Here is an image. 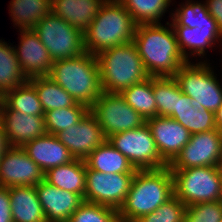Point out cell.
<instances>
[{
	"label": "cell",
	"mask_w": 222,
	"mask_h": 222,
	"mask_svg": "<svg viewBox=\"0 0 222 222\" xmlns=\"http://www.w3.org/2000/svg\"><path fill=\"white\" fill-rule=\"evenodd\" d=\"M166 24L168 27L163 24L136 26L133 42L150 77H174L187 62L179 50L171 23Z\"/></svg>",
	"instance_id": "obj_1"
},
{
	"label": "cell",
	"mask_w": 222,
	"mask_h": 222,
	"mask_svg": "<svg viewBox=\"0 0 222 222\" xmlns=\"http://www.w3.org/2000/svg\"><path fill=\"white\" fill-rule=\"evenodd\" d=\"M173 195V173L168 166L137 170L127 197L118 209V218L121 221L135 222L154 212Z\"/></svg>",
	"instance_id": "obj_2"
},
{
	"label": "cell",
	"mask_w": 222,
	"mask_h": 222,
	"mask_svg": "<svg viewBox=\"0 0 222 222\" xmlns=\"http://www.w3.org/2000/svg\"><path fill=\"white\" fill-rule=\"evenodd\" d=\"M137 24L118 0H106L83 33L84 50L92 55L133 41Z\"/></svg>",
	"instance_id": "obj_3"
},
{
	"label": "cell",
	"mask_w": 222,
	"mask_h": 222,
	"mask_svg": "<svg viewBox=\"0 0 222 222\" xmlns=\"http://www.w3.org/2000/svg\"><path fill=\"white\" fill-rule=\"evenodd\" d=\"M48 77L67 91L76 102L89 108L103 92L97 56L88 52L78 57L53 61Z\"/></svg>",
	"instance_id": "obj_4"
},
{
	"label": "cell",
	"mask_w": 222,
	"mask_h": 222,
	"mask_svg": "<svg viewBox=\"0 0 222 222\" xmlns=\"http://www.w3.org/2000/svg\"><path fill=\"white\" fill-rule=\"evenodd\" d=\"M96 56L103 92L121 93L150 77L133 41L106 49Z\"/></svg>",
	"instance_id": "obj_5"
},
{
	"label": "cell",
	"mask_w": 222,
	"mask_h": 222,
	"mask_svg": "<svg viewBox=\"0 0 222 222\" xmlns=\"http://www.w3.org/2000/svg\"><path fill=\"white\" fill-rule=\"evenodd\" d=\"M174 196L186 206L220 201L222 171L219 166L170 169Z\"/></svg>",
	"instance_id": "obj_6"
},
{
	"label": "cell",
	"mask_w": 222,
	"mask_h": 222,
	"mask_svg": "<svg viewBox=\"0 0 222 222\" xmlns=\"http://www.w3.org/2000/svg\"><path fill=\"white\" fill-rule=\"evenodd\" d=\"M181 91L199 108L215 113L222 105V84L207 60L187 61L174 75Z\"/></svg>",
	"instance_id": "obj_7"
},
{
	"label": "cell",
	"mask_w": 222,
	"mask_h": 222,
	"mask_svg": "<svg viewBox=\"0 0 222 222\" xmlns=\"http://www.w3.org/2000/svg\"><path fill=\"white\" fill-rule=\"evenodd\" d=\"M53 61L78 57L84 50L83 33L53 12L33 28Z\"/></svg>",
	"instance_id": "obj_8"
},
{
	"label": "cell",
	"mask_w": 222,
	"mask_h": 222,
	"mask_svg": "<svg viewBox=\"0 0 222 222\" xmlns=\"http://www.w3.org/2000/svg\"><path fill=\"white\" fill-rule=\"evenodd\" d=\"M108 142L128 158L136 170L168 166L161 158L147 123L139 128L112 134Z\"/></svg>",
	"instance_id": "obj_9"
},
{
	"label": "cell",
	"mask_w": 222,
	"mask_h": 222,
	"mask_svg": "<svg viewBox=\"0 0 222 222\" xmlns=\"http://www.w3.org/2000/svg\"><path fill=\"white\" fill-rule=\"evenodd\" d=\"M106 138L112 134L141 127L146 120L130 107L120 93L102 92L90 107Z\"/></svg>",
	"instance_id": "obj_10"
},
{
	"label": "cell",
	"mask_w": 222,
	"mask_h": 222,
	"mask_svg": "<svg viewBox=\"0 0 222 222\" xmlns=\"http://www.w3.org/2000/svg\"><path fill=\"white\" fill-rule=\"evenodd\" d=\"M134 175L105 174L87 168L85 201L118 210L127 197Z\"/></svg>",
	"instance_id": "obj_11"
},
{
	"label": "cell",
	"mask_w": 222,
	"mask_h": 222,
	"mask_svg": "<svg viewBox=\"0 0 222 222\" xmlns=\"http://www.w3.org/2000/svg\"><path fill=\"white\" fill-rule=\"evenodd\" d=\"M222 156V135L217 129L192 134L189 142L168 165L170 169L219 166Z\"/></svg>",
	"instance_id": "obj_12"
},
{
	"label": "cell",
	"mask_w": 222,
	"mask_h": 222,
	"mask_svg": "<svg viewBox=\"0 0 222 222\" xmlns=\"http://www.w3.org/2000/svg\"><path fill=\"white\" fill-rule=\"evenodd\" d=\"M44 174L22 147H10L0 160V186H36Z\"/></svg>",
	"instance_id": "obj_13"
},
{
	"label": "cell",
	"mask_w": 222,
	"mask_h": 222,
	"mask_svg": "<svg viewBox=\"0 0 222 222\" xmlns=\"http://www.w3.org/2000/svg\"><path fill=\"white\" fill-rule=\"evenodd\" d=\"M75 159L85 160L107 138L96 117L89 111L82 120L55 135Z\"/></svg>",
	"instance_id": "obj_14"
},
{
	"label": "cell",
	"mask_w": 222,
	"mask_h": 222,
	"mask_svg": "<svg viewBox=\"0 0 222 222\" xmlns=\"http://www.w3.org/2000/svg\"><path fill=\"white\" fill-rule=\"evenodd\" d=\"M20 42L13 45L20 67L27 77L48 76L53 60L33 29H19Z\"/></svg>",
	"instance_id": "obj_15"
},
{
	"label": "cell",
	"mask_w": 222,
	"mask_h": 222,
	"mask_svg": "<svg viewBox=\"0 0 222 222\" xmlns=\"http://www.w3.org/2000/svg\"><path fill=\"white\" fill-rule=\"evenodd\" d=\"M161 158L169 165L190 140V132L179 122L163 116L146 120Z\"/></svg>",
	"instance_id": "obj_16"
},
{
	"label": "cell",
	"mask_w": 222,
	"mask_h": 222,
	"mask_svg": "<svg viewBox=\"0 0 222 222\" xmlns=\"http://www.w3.org/2000/svg\"><path fill=\"white\" fill-rule=\"evenodd\" d=\"M0 121L11 147H23L27 142L45 135L44 115H28L8 109L0 101Z\"/></svg>",
	"instance_id": "obj_17"
},
{
	"label": "cell",
	"mask_w": 222,
	"mask_h": 222,
	"mask_svg": "<svg viewBox=\"0 0 222 222\" xmlns=\"http://www.w3.org/2000/svg\"><path fill=\"white\" fill-rule=\"evenodd\" d=\"M46 222H68L70 216L84 202L76 193L65 191L43 180L35 186Z\"/></svg>",
	"instance_id": "obj_18"
},
{
	"label": "cell",
	"mask_w": 222,
	"mask_h": 222,
	"mask_svg": "<svg viewBox=\"0 0 222 222\" xmlns=\"http://www.w3.org/2000/svg\"><path fill=\"white\" fill-rule=\"evenodd\" d=\"M176 35L179 50L186 61L192 57L206 56V50L215 47L217 42L220 44L222 36L218 30L217 23H201L195 28L187 26H172ZM190 52H188V51ZM196 55V56H195ZM192 56V57H191Z\"/></svg>",
	"instance_id": "obj_19"
},
{
	"label": "cell",
	"mask_w": 222,
	"mask_h": 222,
	"mask_svg": "<svg viewBox=\"0 0 222 222\" xmlns=\"http://www.w3.org/2000/svg\"><path fill=\"white\" fill-rule=\"evenodd\" d=\"M22 148L44 173L75 160L68 148L53 134L46 133L27 142Z\"/></svg>",
	"instance_id": "obj_20"
},
{
	"label": "cell",
	"mask_w": 222,
	"mask_h": 222,
	"mask_svg": "<svg viewBox=\"0 0 222 222\" xmlns=\"http://www.w3.org/2000/svg\"><path fill=\"white\" fill-rule=\"evenodd\" d=\"M170 118L179 122L191 135L216 129L215 113L194 105L193 100L181 91L179 84L176 113Z\"/></svg>",
	"instance_id": "obj_21"
},
{
	"label": "cell",
	"mask_w": 222,
	"mask_h": 222,
	"mask_svg": "<svg viewBox=\"0 0 222 222\" xmlns=\"http://www.w3.org/2000/svg\"><path fill=\"white\" fill-rule=\"evenodd\" d=\"M106 0H52V12L84 33Z\"/></svg>",
	"instance_id": "obj_22"
},
{
	"label": "cell",
	"mask_w": 222,
	"mask_h": 222,
	"mask_svg": "<svg viewBox=\"0 0 222 222\" xmlns=\"http://www.w3.org/2000/svg\"><path fill=\"white\" fill-rule=\"evenodd\" d=\"M13 222H46L35 186L9 187Z\"/></svg>",
	"instance_id": "obj_23"
},
{
	"label": "cell",
	"mask_w": 222,
	"mask_h": 222,
	"mask_svg": "<svg viewBox=\"0 0 222 222\" xmlns=\"http://www.w3.org/2000/svg\"><path fill=\"white\" fill-rule=\"evenodd\" d=\"M86 171L85 161L75 159L46 171L44 180L59 189L81 195L85 201Z\"/></svg>",
	"instance_id": "obj_24"
},
{
	"label": "cell",
	"mask_w": 222,
	"mask_h": 222,
	"mask_svg": "<svg viewBox=\"0 0 222 222\" xmlns=\"http://www.w3.org/2000/svg\"><path fill=\"white\" fill-rule=\"evenodd\" d=\"M84 161L87 168L105 174H135L137 171L128 158L114 148L108 140L91 152Z\"/></svg>",
	"instance_id": "obj_25"
},
{
	"label": "cell",
	"mask_w": 222,
	"mask_h": 222,
	"mask_svg": "<svg viewBox=\"0 0 222 222\" xmlns=\"http://www.w3.org/2000/svg\"><path fill=\"white\" fill-rule=\"evenodd\" d=\"M9 4V15L18 30L33 29L52 12V0H11Z\"/></svg>",
	"instance_id": "obj_26"
},
{
	"label": "cell",
	"mask_w": 222,
	"mask_h": 222,
	"mask_svg": "<svg viewBox=\"0 0 222 222\" xmlns=\"http://www.w3.org/2000/svg\"><path fill=\"white\" fill-rule=\"evenodd\" d=\"M28 81L35 87L44 112L74 106L77 102L48 76L33 77Z\"/></svg>",
	"instance_id": "obj_27"
},
{
	"label": "cell",
	"mask_w": 222,
	"mask_h": 222,
	"mask_svg": "<svg viewBox=\"0 0 222 222\" xmlns=\"http://www.w3.org/2000/svg\"><path fill=\"white\" fill-rule=\"evenodd\" d=\"M28 81L24 75L14 47L0 39V97Z\"/></svg>",
	"instance_id": "obj_28"
},
{
	"label": "cell",
	"mask_w": 222,
	"mask_h": 222,
	"mask_svg": "<svg viewBox=\"0 0 222 222\" xmlns=\"http://www.w3.org/2000/svg\"><path fill=\"white\" fill-rule=\"evenodd\" d=\"M0 101L10 110L32 116L44 115L36 89L29 81L5 92L0 97Z\"/></svg>",
	"instance_id": "obj_29"
},
{
	"label": "cell",
	"mask_w": 222,
	"mask_h": 222,
	"mask_svg": "<svg viewBox=\"0 0 222 222\" xmlns=\"http://www.w3.org/2000/svg\"><path fill=\"white\" fill-rule=\"evenodd\" d=\"M120 95L145 120L158 116L152 88V77L128 87Z\"/></svg>",
	"instance_id": "obj_30"
},
{
	"label": "cell",
	"mask_w": 222,
	"mask_h": 222,
	"mask_svg": "<svg viewBox=\"0 0 222 222\" xmlns=\"http://www.w3.org/2000/svg\"><path fill=\"white\" fill-rule=\"evenodd\" d=\"M137 25L161 24L172 0H118Z\"/></svg>",
	"instance_id": "obj_31"
},
{
	"label": "cell",
	"mask_w": 222,
	"mask_h": 222,
	"mask_svg": "<svg viewBox=\"0 0 222 222\" xmlns=\"http://www.w3.org/2000/svg\"><path fill=\"white\" fill-rule=\"evenodd\" d=\"M89 111L90 108L88 106L77 102L71 107L44 112L46 132L56 135L58 132L79 123Z\"/></svg>",
	"instance_id": "obj_32"
},
{
	"label": "cell",
	"mask_w": 222,
	"mask_h": 222,
	"mask_svg": "<svg viewBox=\"0 0 222 222\" xmlns=\"http://www.w3.org/2000/svg\"><path fill=\"white\" fill-rule=\"evenodd\" d=\"M158 116L171 117L176 113L178 82L174 77H152Z\"/></svg>",
	"instance_id": "obj_33"
},
{
	"label": "cell",
	"mask_w": 222,
	"mask_h": 222,
	"mask_svg": "<svg viewBox=\"0 0 222 222\" xmlns=\"http://www.w3.org/2000/svg\"><path fill=\"white\" fill-rule=\"evenodd\" d=\"M179 8L173 10L174 13L170 14L172 26H187L195 28L196 25L201 23H217L209 14L206 3L203 1L187 0L182 3Z\"/></svg>",
	"instance_id": "obj_34"
},
{
	"label": "cell",
	"mask_w": 222,
	"mask_h": 222,
	"mask_svg": "<svg viewBox=\"0 0 222 222\" xmlns=\"http://www.w3.org/2000/svg\"><path fill=\"white\" fill-rule=\"evenodd\" d=\"M68 222H119L118 210L84 201L70 216Z\"/></svg>",
	"instance_id": "obj_35"
},
{
	"label": "cell",
	"mask_w": 222,
	"mask_h": 222,
	"mask_svg": "<svg viewBox=\"0 0 222 222\" xmlns=\"http://www.w3.org/2000/svg\"><path fill=\"white\" fill-rule=\"evenodd\" d=\"M187 206L174 195L154 212L140 217L135 222H184Z\"/></svg>",
	"instance_id": "obj_36"
},
{
	"label": "cell",
	"mask_w": 222,
	"mask_h": 222,
	"mask_svg": "<svg viewBox=\"0 0 222 222\" xmlns=\"http://www.w3.org/2000/svg\"><path fill=\"white\" fill-rule=\"evenodd\" d=\"M184 222H222V202L213 201L187 206Z\"/></svg>",
	"instance_id": "obj_37"
},
{
	"label": "cell",
	"mask_w": 222,
	"mask_h": 222,
	"mask_svg": "<svg viewBox=\"0 0 222 222\" xmlns=\"http://www.w3.org/2000/svg\"><path fill=\"white\" fill-rule=\"evenodd\" d=\"M0 222H13L9 188L0 186Z\"/></svg>",
	"instance_id": "obj_38"
},
{
	"label": "cell",
	"mask_w": 222,
	"mask_h": 222,
	"mask_svg": "<svg viewBox=\"0 0 222 222\" xmlns=\"http://www.w3.org/2000/svg\"><path fill=\"white\" fill-rule=\"evenodd\" d=\"M205 3L209 14L217 22L222 36V0H206Z\"/></svg>",
	"instance_id": "obj_39"
},
{
	"label": "cell",
	"mask_w": 222,
	"mask_h": 222,
	"mask_svg": "<svg viewBox=\"0 0 222 222\" xmlns=\"http://www.w3.org/2000/svg\"><path fill=\"white\" fill-rule=\"evenodd\" d=\"M11 147L7 134L4 131V127L0 121V160L4 153Z\"/></svg>",
	"instance_id": "obj_40"
},
{
	"label": "cell",
	"mask_w": 222,
	"mask_h": 222,
	"mask_svg": "<svg viewBox=\"0 0 222 222\" xmlns=\"http://www.w3.org/2000/svg\"><path fill=\"white\" fill-rule=\"evenodd\" d=\"M216 129L222 135V105L215 112Z\"/></svg>",
	"instance_id": "obj_41"
},
{
	"label": "cell",
	"mask_w": 222,
	"mask_h": 222,
	"mask_svg": "<svg viewBox=\"0 0 222 222\" xmlns=\"http://www.w3.org/2000/svg\"><path fill=\"white\" fill-rule=\"evenodd\" d=\"M219 168L222 171V156H221V161H220V164H219Z\"/></svg>",
	"instance_id": "obj_42"
},
{
	"label": "cell",
	"mask_w": 222,
	"mask_h": 222,
	"mask_svg": "<svg viewBox=\"0 0 222 222\" xmlns=\"http://www.w3.org/2000/svg\"><path fill=\"white\" fill-rule=\"evenodd\" d=\"M220 201L222 202V188H221V197H220Z\"/></svg>",
	"instance_id": "obj_43"
}]
</instances>
